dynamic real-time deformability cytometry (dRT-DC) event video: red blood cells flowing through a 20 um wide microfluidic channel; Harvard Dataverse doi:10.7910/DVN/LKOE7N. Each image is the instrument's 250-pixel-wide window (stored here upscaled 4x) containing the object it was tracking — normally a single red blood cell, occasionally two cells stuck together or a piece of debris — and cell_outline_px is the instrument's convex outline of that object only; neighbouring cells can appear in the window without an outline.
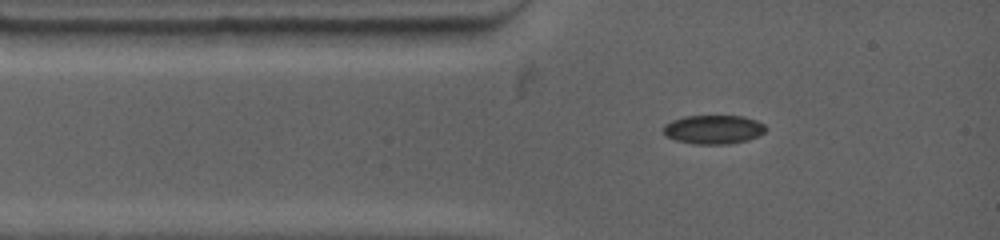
{"species": "common noctule bat (a hibernating species)", "species_latin": "Nyctalus noctula", "temperature_condition": "warm", "stored_images_in_passage": 6, "camera_frame_rate_fps": 4500, "um_per_image_px": 0.085, "animal": {"sex": "female", "body_mass_g": 19.0, "forearm_length_mm": 53.3}, "frame": {"image": 1, "passage_image": 1, "time_ms": 0.0, "image_size_px": [1000, 240], "cell_outline_px": [[768, 128], [764, 132], [748, 140], [728, 144], [692, 144], [676, 140], [664, 136], [664, 124], [672, 120], [684, 116], [744, 116], [756, 120], [764, 124]], "centroid_in_image_um": [60.63, 11.0], "position_along_channel_um": 24.4, "area_um2": 17.34}}
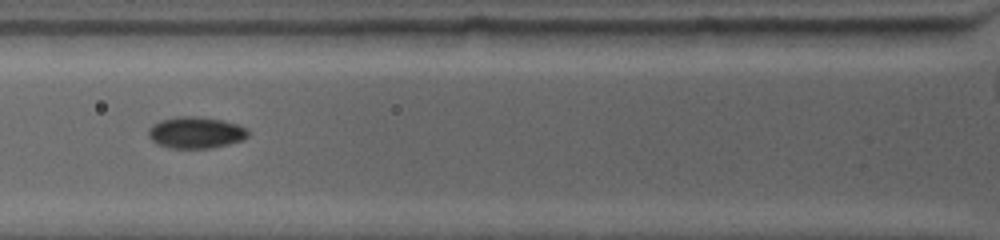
{"frame": {"image": 2, "passage_image": 4, "time_ms": 2.444, "image_size_px": [1000, 240], "cell_outline_px": [[248, 136], [244, 140], [212, 148], [168, 148], [156, 144], [148, 136], [148, 128], [152, 124], [160, 120], [176, 116], [196, 116], [220, 120], [236, 124], [248, 128]], "centroid_in_image_um": [16.61, 11.27], "position_along_channel_um": 109.2, "area_um2": 18.5}}
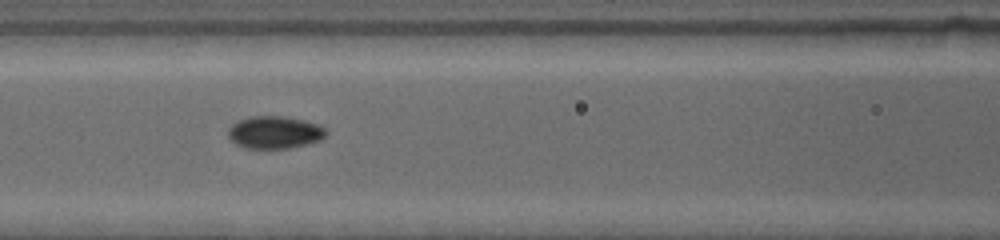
{"frame": {"image": 3, "passage_image": 5, "time_ms": 3.333, "image_size_px": [1000, 240], "cell_outline_px": [[328, 132], [320, 140], [308, 144], [288, 148], [244, 148], [236, 144], [228, 136], [228, 128], [232, 124], [248, 116], [284, 116], [304, 120], [316, 124], [324, 128]], "centroid_in_image_um": [23.33, 11.24], "position_along_channel_um": 143.3, "area_um2": 18.5}}